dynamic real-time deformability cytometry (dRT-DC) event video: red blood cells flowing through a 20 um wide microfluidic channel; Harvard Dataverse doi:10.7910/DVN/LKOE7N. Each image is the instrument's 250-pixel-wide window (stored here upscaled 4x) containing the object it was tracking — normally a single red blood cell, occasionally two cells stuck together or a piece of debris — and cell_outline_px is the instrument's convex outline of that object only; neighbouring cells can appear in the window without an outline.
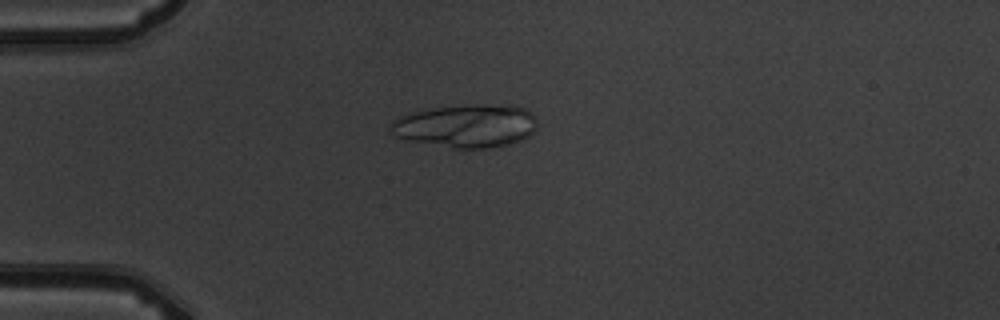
{"species": "common noctule bat (a hibernating species)", "species_latin": "Nyctalus noctula", "temperature_condition": "warm", "stored_images_in_passage": 12, "camera_frame_rate_fps": 3000, "um_per_image_px": 0.085, "animal": {"sex": "male", "body_mass_g": 19.5, "forearm_length_mm": 54.6}, "frame": {"image": 1, "passage_image": 1, "time_ms": 0.0, "image_size_px": [1000, 320], "cell_outline_px": [[536, 128], [524, 140], [508, 144], [488, 148], [452, 148], [412, 140], [396, 136], [388, 128], [388, 124], [392, 120], [408, 112], [432, 108], [476, 104], [512, 104], [524, 108], [532, 112], [536, 116]], "centroid_in_image_um": [39.65, 10.68], "position_along_channel_um": 45.3, "area_um2": 37.22}}
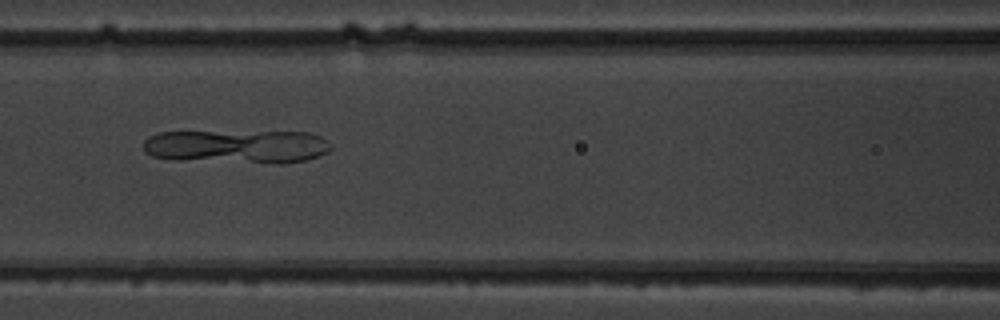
{"frame": {"image": 2, "passage_image": 4, "time_ms": 3.333, "image_size_px": [1000, 320], "cell_outline_px": [[332, 148], [328, 152], [320, 156], [304, 160], [284, 164], [276, 164], [176, 160], [152, 156], [144, 152], [144, 140], [148, 136], [160, 132], [308, 132], [320, 136]], "centroid_in_image_um": [20.13, 12.47], "position_along_channel_um": 146.5, "area_um2": 37.05}}
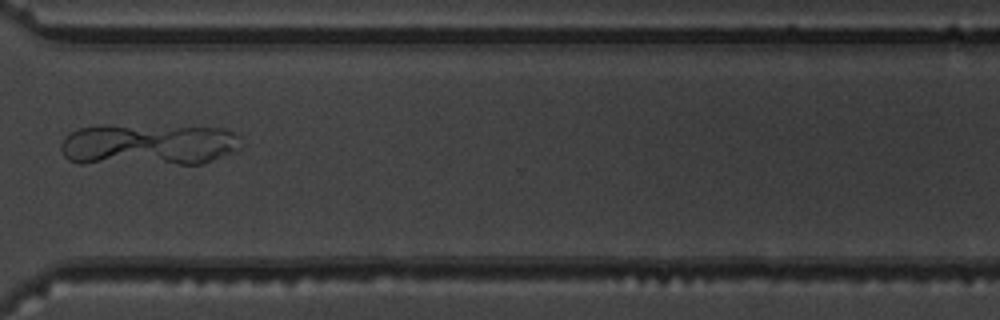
{"frame": {"image": 3, "passage_image": 9, "time_ms": 9.0, "image_size_px": [1000, 320], "cell_outline_px": [[240, 148], [212, 160], [200, 164], [80, 164], [68, 160], [64, 156], [60, 148], [60, 144], [72, 132], [80, 128], [96, 124], [104, 124], [224, 128], [232, 132], [236, 136]], "centroid_in_image_um": [12.51, 12.3], "position_along_channel_um": 358.1, "area_um2": 44.45}}